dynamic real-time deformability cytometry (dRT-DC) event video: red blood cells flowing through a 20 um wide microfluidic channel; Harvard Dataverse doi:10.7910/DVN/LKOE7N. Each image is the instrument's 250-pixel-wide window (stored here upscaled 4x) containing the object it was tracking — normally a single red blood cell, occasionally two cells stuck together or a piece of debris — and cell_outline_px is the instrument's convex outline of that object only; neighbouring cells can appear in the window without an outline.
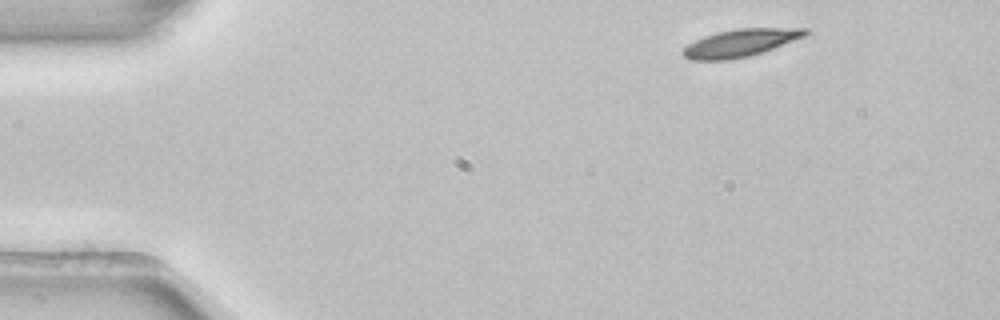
{"species": "common noctule bat (a hibernating species)", "species_latin": "Nyctalus noctula", "temperature_condition": "room temperature", "stored_images_in_passage": 4, "segment_of_instrument_passage": [1, 2], "camera_frame_rate_fps": 3000, "um_per_image_px": 0.085, "animal": {"sex": "female", "body_mass_g": 22.7, "forearm_length_mm": 54.2}, "frame": {"image": 1, "passage_image": 1, "time_ms": 0.0, "image_size_px": [1000, 320], "cell_outline_px": [[808, 32], [804, 36], [772, 48], [748, 56], [728, 60], [688, 60], [680, 52], [688, 44], [704, 36], [716, 32], [736, 28], [808, 28]], "centroid_in_image_um": [62.87, 3.64], "position_along_channel_um": 22.1, "area_um2": 19.42}}
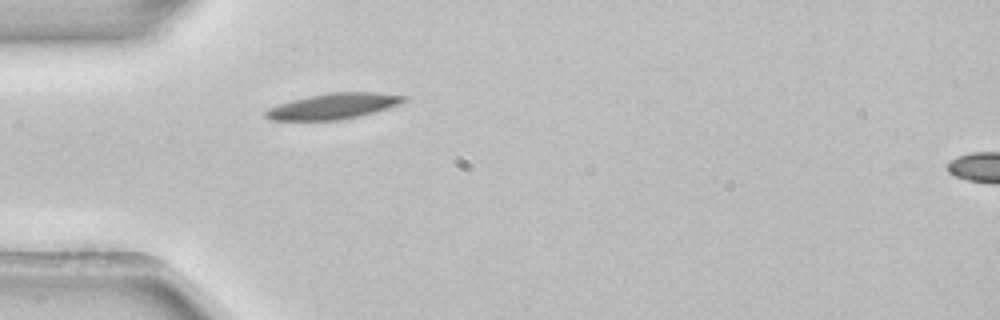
{"frame": {"image": 2, "passage_image": 3, "time_ms": 0.667, "image_size_px": [1000, 320], "cell_outline_px": [[408, 100], [400, 104], [388, 108], [360, 116], [340, 120], [268, 120], [264, 116], [264, 112], [268, 108], [292, 100], [308, 96], [328, 92], [376, 92], [408, 96]], "centroid_in_image_um": [28.36, 9.02], "position_along_channel_um": 56.6, "area_um2": 20.87}}